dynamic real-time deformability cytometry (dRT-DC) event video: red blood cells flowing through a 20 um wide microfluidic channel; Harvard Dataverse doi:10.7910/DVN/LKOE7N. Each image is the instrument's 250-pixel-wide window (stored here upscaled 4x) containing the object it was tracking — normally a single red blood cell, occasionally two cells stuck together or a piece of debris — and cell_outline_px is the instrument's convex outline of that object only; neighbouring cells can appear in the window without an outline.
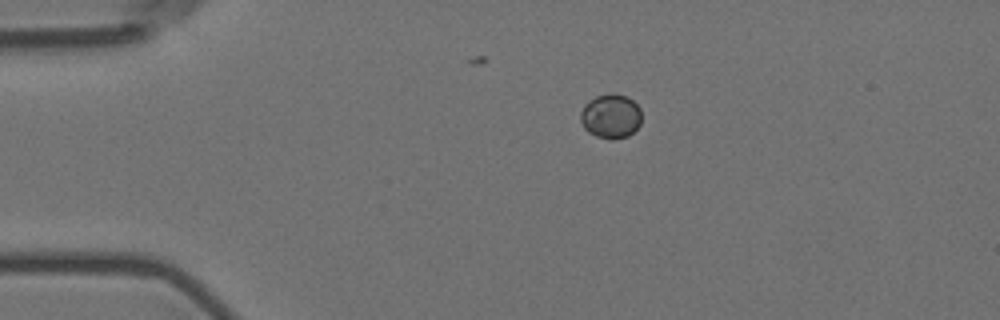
{"species": "Egyptian fruit bat (a non-hibernating species)", "species_latin": "Rousettus aegyptiacus", "temperature_condition": "room temperature", "stored_images_in_passage": 7, "camera_frame_rate_fps": 3000, "um_per_image_px": 0.085, "animal": {"sex": "female"}, "frame": {"image": 1, "passage_image": 1, "time_ms": 0.0, "image_size_px": [1000, 320], "cell_outline_px": [[640, 124], [628, 136], [612, 140], [596, 136], [588, 132], [584, 128], [580, 120], [580, 112], [584, 104], [588, 100], [596, 96], [612, 92], [628, 96], [640, 108]], "centroid_in_image_um": [51.89, 9.86], "position_along_channel_um": 33.1, "area_um2": 15.95}}
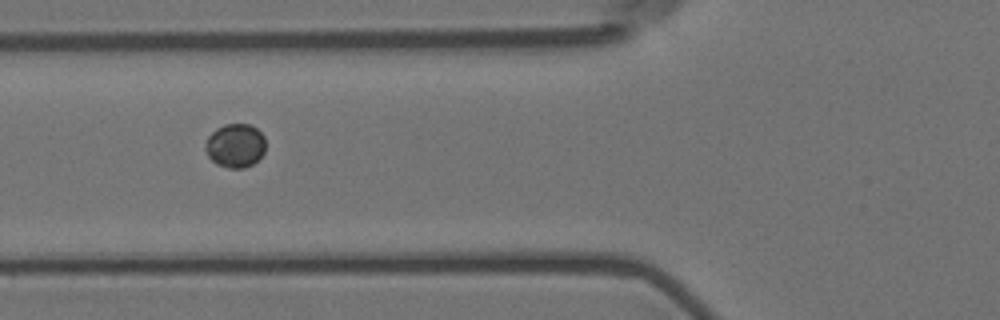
{"frame": {"image": 2, "passage_image": 4, "time_ms": 1.0, "image_size_px": [1000, 320], "cell_outline_px": [[264, 152], [252, 164], [244, 168], [228, 168], [216, 164], [208, 156], [204, 148], [204, 144], [208, 136], [216, 128], [224, 124], [248, 124], [256, 128], [264, 136]], "centroid_in_image_um": [19.96, 12.37], "position_along_channel_um": 105.8, "area_um2": 15.37}}
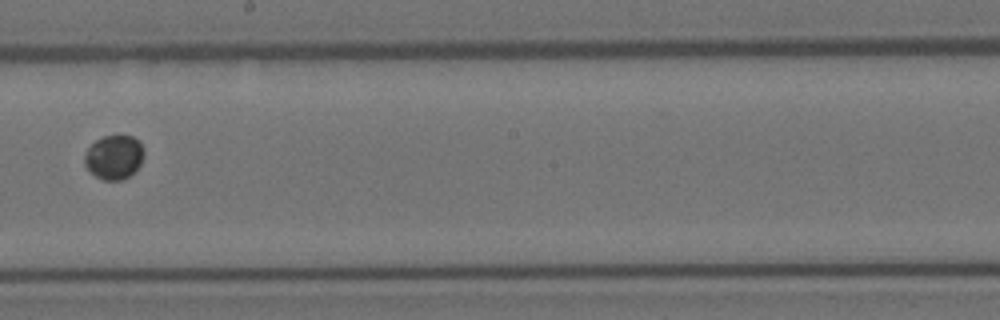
{"frame": {"image": 3, "passage_image": 7, "time_ms": 2.0, "image_size_px": [1000, 320], "cell_outline_px": [[144, 156], [140, 164], [128, 176], [120, 180], [104, 180], [96, 176], [84, 164], [84, 156], [88, 148], [96, 140], [104, 136], [132, 136], [140, 140], [144, 148]], "centroid_in_image_um": [9.71, 13.34], "position_along_channel_um": 238.5, "area_um2": 15.14}}